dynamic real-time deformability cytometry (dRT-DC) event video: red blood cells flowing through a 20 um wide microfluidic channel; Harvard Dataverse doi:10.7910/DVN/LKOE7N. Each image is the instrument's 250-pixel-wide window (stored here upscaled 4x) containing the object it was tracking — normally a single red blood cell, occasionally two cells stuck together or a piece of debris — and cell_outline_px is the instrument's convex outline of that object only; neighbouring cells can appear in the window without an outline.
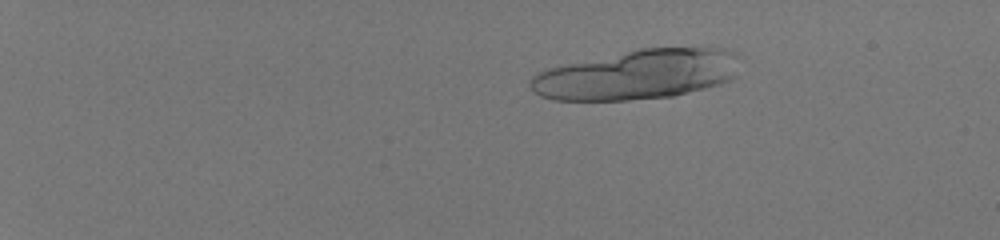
{"species": "human", "species_latin": "Homo sapiens", "temperature_condition": "room temperature", "stored_images_in_passage": 47, "segment_of_instrument_passage": [1, 2], "camera_frame_rate_fps": 3000, "um_per_image_px": 0.085, "donor": {"sex": "male"}, "frame": {"image": 1, "passage_image": 12, "time_ms": 3.667, "image_size_px": [1000, 240], "cell_outline_px": [[736, 76], [720, 84], [672, 96], [628, 100], [552, 100], [540, 96], [532, 92], [528, 84], [532, 76], [548, 68], [640, 48], [704, 44], [708, 44], [724, 48], [736, 52]], "centroid_in_image_um": [54.23, 6.29], "position_along_channel_um": 30.8, "area_um2": 61.61}}